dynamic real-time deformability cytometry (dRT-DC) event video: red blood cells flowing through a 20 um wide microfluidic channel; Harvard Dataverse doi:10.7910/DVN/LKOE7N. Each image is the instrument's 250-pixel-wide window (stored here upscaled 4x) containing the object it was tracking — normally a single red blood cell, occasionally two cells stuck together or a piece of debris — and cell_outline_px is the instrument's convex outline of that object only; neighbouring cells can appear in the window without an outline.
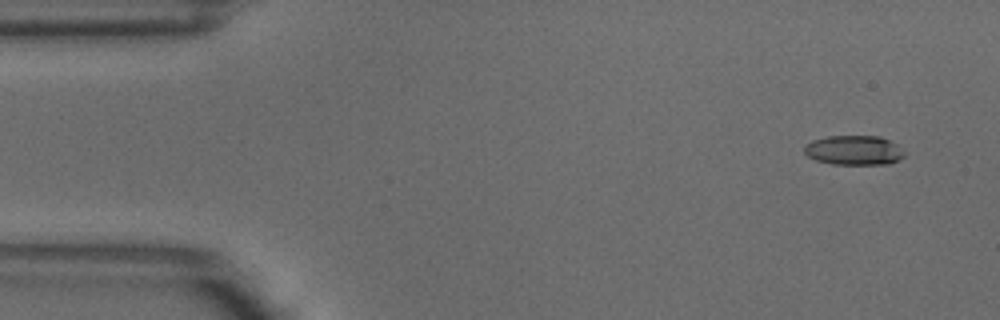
{"species": "common noctule bat (a hibernating species)", "species_latin": "Nyctalus noctula", "temperature_condition": "warm", "stored_images_in_passage": 4, "camera_frame_rate_fps": 3000, "um_per_image_px": 0.085, "animal": {"sex": "male", "body_mass_g": 18.8}, "frame": {"image": 1, "passage_image": 1, "time_ms": 0.0, "image_size_px": [1000, 320], "cell_outline_px": [[904, 156], [888, 164], [832, 164], [816, 160], [808, 156], [804, 152], [804, 148], [812, 140], [828, 136], [880, 136], [896, 144], [904, 152]], "centroid_in_image_um": [72.57, 12.77], "position_along_channel_um": 12.4, "area_um2": 17.05}}
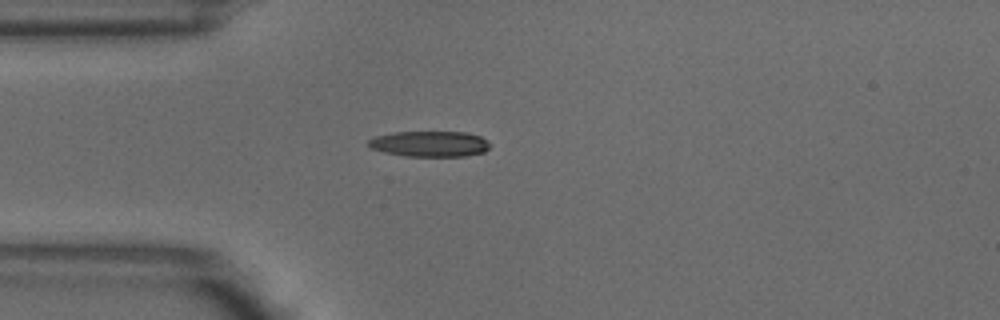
{"frame": {"image": 2, "passage_image": 3, "time_ms": 0.667, "image_size_px": [1000, 320], "cell_outline_px": [[488, 148], [484, 152], [464, 156], [404, 156], [384, 152], [372, 148], [368, 144], [368, 140], [376, 136], [396, 132], [468, 132], [480, 136], [488, 140]], "centroid_in_image_um": [36.54, 12.22], "position_along_channel_um": 48.5, "area_um2": 18.09}}